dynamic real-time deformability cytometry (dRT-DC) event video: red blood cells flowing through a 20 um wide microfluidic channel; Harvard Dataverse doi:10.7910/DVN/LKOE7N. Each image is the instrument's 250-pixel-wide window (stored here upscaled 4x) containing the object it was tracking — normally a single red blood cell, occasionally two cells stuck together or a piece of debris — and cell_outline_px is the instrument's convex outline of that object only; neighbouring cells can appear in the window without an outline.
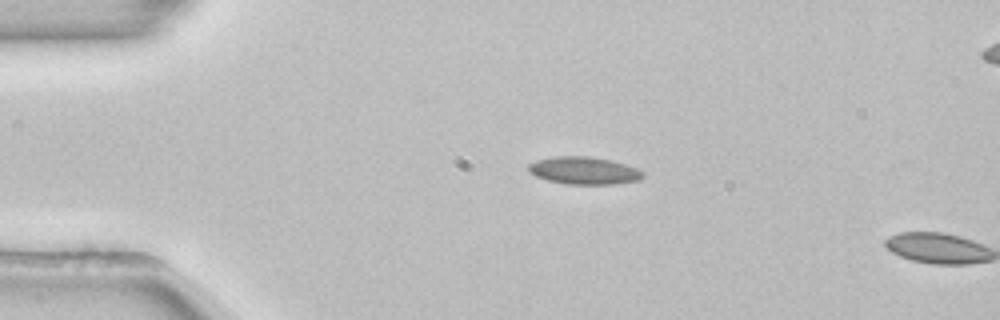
{"species": "common noctule bat (a hibernating species)", "species_latin": "Nyctalus noctula", "temperature_condition": "room temperature", "stored_images_in_passage": 10, "camera_frame_rate_fps": 3000, "um_per_image_px": 0.085, "animal": {"sex": "female", "body_mass_g": 22.7, "forearm_length_mm": 54.2}, "frame": {"image": 1, "passage_image": 9, "time_ms": 2.667, "image_size_px": [1000, 320], "cell_outline_px": [[644, 176], [640, 180], [612, 184], [564, 184], [548, 180], [536, 176], [528, 172], [528, 164], [536, 160], [556, 156], [588, 156], [612, 160], [636, 168], [644, 172]], "centroid_in_image_um": [49.63, 14.5], "position_along_channel_um": 35.4, "area_um2": 18.38}}